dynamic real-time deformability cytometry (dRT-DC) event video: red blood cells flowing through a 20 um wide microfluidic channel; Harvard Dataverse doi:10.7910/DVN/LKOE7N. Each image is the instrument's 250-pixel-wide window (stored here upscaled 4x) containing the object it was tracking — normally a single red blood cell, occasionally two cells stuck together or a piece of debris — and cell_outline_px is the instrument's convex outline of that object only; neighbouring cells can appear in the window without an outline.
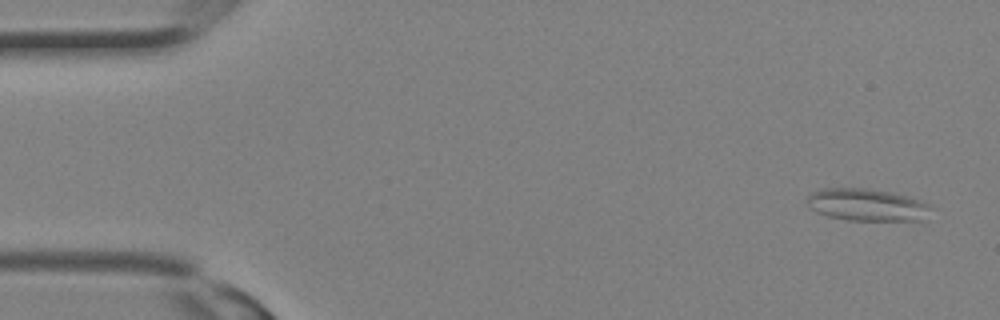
{"species": "Egyptian fruit bat (a non-hibernating species)", "species_latin": "Rousettus aegyptiacus", "temperature_condition": "room temperature", "stored_images_in_passage": 8, "camera_frame_rate_fps": 3000, "um_per_image_px": 0.085, "animal": {"sex": "female"}, "frame": {"image": 1, "passage_image": 2, "time_ms": 0.333, "image_size_px": [1000, 320], "cell_outline_px": [[932, 208], [924, 220], [848, 220], [828, 216], [816, 212], [808, 204], [808, 196], [812, 192], [820, 188], [864, 188], [892, 192], [908, 196], [920, 200], [928, 204]], "centroid_in_image_um": [73.7, 17.4], "position_along_channel_um": 11.3, "area_um2": 23.24}}